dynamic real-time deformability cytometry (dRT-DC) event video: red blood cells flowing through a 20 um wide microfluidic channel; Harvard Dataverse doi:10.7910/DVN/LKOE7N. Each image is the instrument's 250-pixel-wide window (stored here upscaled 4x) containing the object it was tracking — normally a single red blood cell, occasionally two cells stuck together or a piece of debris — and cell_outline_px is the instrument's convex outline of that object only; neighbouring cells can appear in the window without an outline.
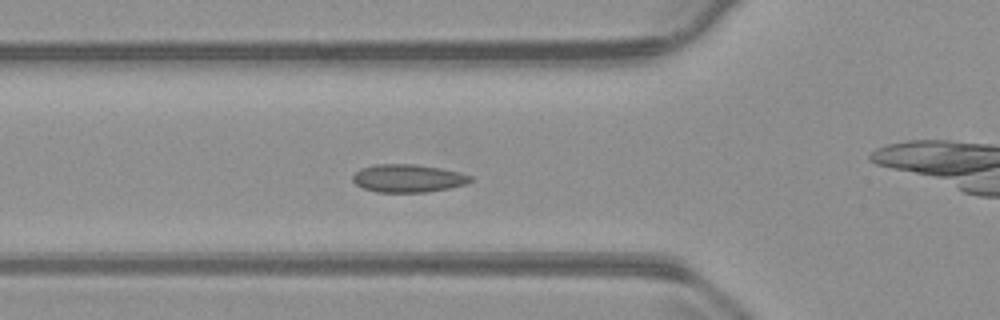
{"species": "common noctule bat (a hibernating species)", "species_latin": "Nyctalus noctula", "temperature_condition": "warm", "stored_images_in_passage": 39, "camera_frame_rate_fps": 3000, "um_per_image_px": 0.085, "animal": {"sex": "male", "body_mass_g": 23.1, "forearm_length_mm": 52.7}, "frame": {"image": 1, "passage_image": 2, "time_ms": 0.333, "image_size_px": [1000, 320], "cell_outline_px": [[472, 180], [468, 184], [428, 192], [376, 192], [364, 188], [356, 184], [352, 180], [352, 176], [360, 168], [376, 164], [416, 164], [440, 168], [460, 172], [472, 176]], "centroid_in_image_um": [34.69, 15.15], "position_along_channel_um": 91.1, "area_um2": 19.25}}
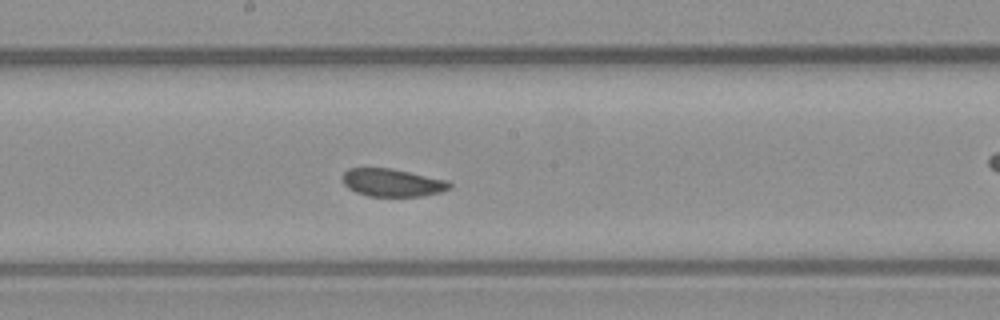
{"frame": {"image": 2, "passage_image": 12, "time_ms": 3.667, "image_size_px": [1000, 320], "cell_outline_px": [[452, 188], [440, 192], [424, 196], [368, 196], [356, 192], [348, 188], [344, 184], [344, 172], [348, 168], [392, 168], [448, 180], [452, 184]], "centroid_in_image_um": [33.39, 15.52], "position_along_channel_um": 214.8, "area_um2": 17.4}}
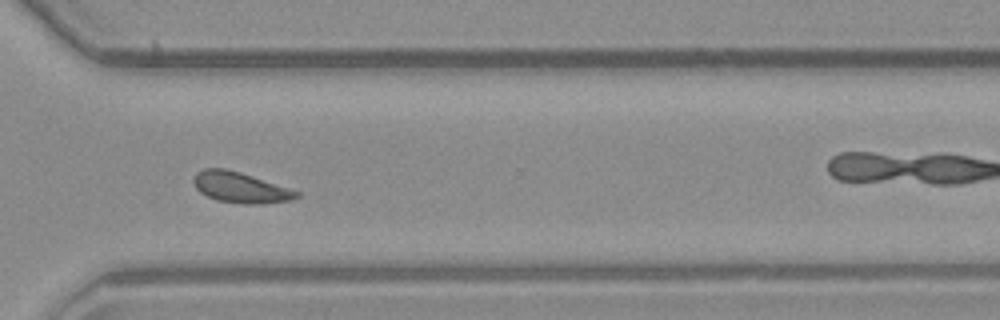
{"frame": {"image": 3, "passage_image": 23, "time_ms": 7.333, "image_size_px": [1000, 320], "cell_outline_px": [[300, 196], [292, 200], [264, 204], [244, 204], [216, 200], [200, 192], [196, 188], [192, 180], [196, 172], [204, 168], [224, 168], [240, 172], [300, 192]], "centroid_in_image_um": [20.42, 15.94], "position_along_channel_um": 350.2, "area_um2": 18.38}}